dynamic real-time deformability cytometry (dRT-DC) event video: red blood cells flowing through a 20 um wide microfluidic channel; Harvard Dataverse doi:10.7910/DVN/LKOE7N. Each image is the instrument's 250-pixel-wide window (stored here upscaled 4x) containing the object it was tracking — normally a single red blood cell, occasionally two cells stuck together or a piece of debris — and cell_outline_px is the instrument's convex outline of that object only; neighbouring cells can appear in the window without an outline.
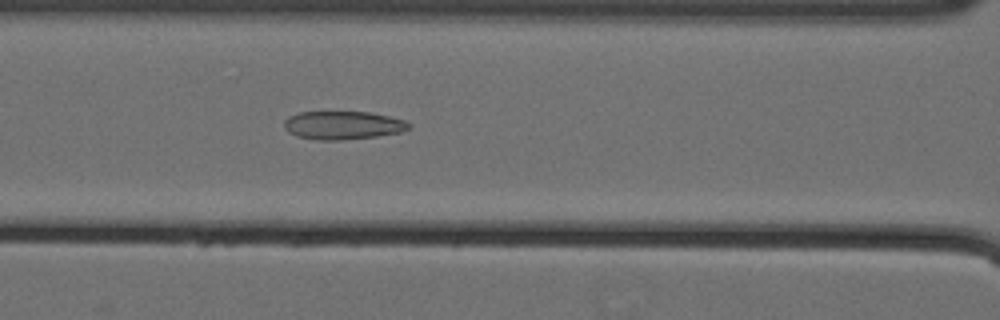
{"species": "Egyptian fruit bat (a non-hibernating species)", "species_latin": "Rousettus aegyptiacus", "temperature_condition": "cold", "stored_images_in_passage": 60, "camera_frame_rate_fps": 3000, "um_per_image_px": 0.085, "animal": {"sex": "female"}, "frame": {"image": 1, "passage_image": 29, "time_ms": 9.333, "image_size_px": [1000, 320], "cell_outline_px": [[412, 124], [408, 128], [400, 132], [376, 136], [340, 140], [316, 140], [296, 136], [288, 132], [284, 128], [284, 120], [288, 116], [300, 112], [368, 112], [388, 116], [404, 120]], "centroid_in_image_um": [29.1, 10.65], "position_along_channel_um": 137.5, "area_um2": 20.52}}
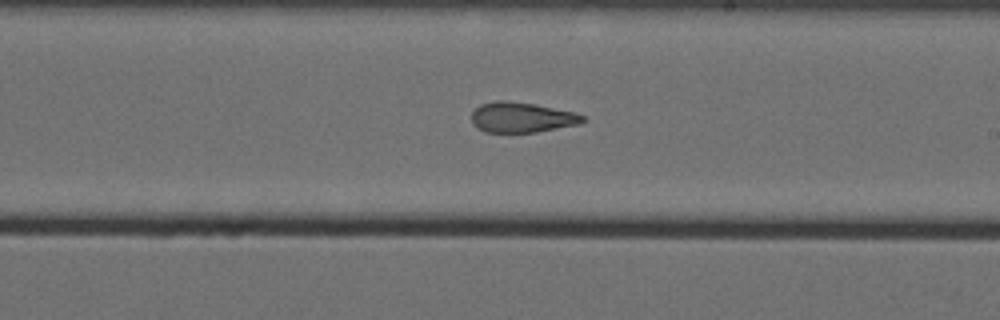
{"frame": {"image": 2, "passage_image": 38, "time_ms": 12.333, "image_size_px": [1000, 320], "cell_outline_px": [[588, 120], [580, 124], [536, 132], [484, 132], [476, 128], [472, 124], [472, 112], [480, 104], [496, 100], [504, 100], [536, 104], [576, 112], [584, 116]], "centroid_in_image_um": [44.36, 9.97], "position_along_channel_um": 244.6, "area_um2": 19.88}}
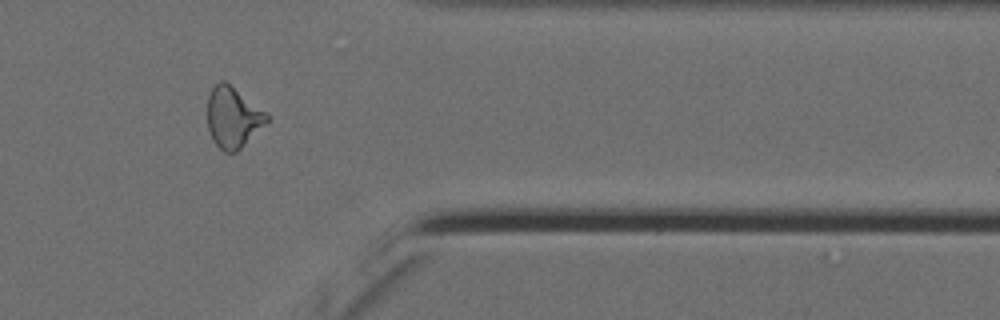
{"frame": {"image": 3, "passage_image": 51, "time_ms": 16.667, "image_size_px": [1000, 320], "cell_outline_px": [[272, 116], [236, 152], [224, 152], [212, 140], [208, 128], [208, 96], [212, 88], [220, 80], [224, 80], [268, 112]], "centroid_in_image_um": [19.81, 9.95], "position_along_channel_um": 391.6, "area_um2": 20.92}, "authors_computed_cell_mechanics": {"area_um2": 22.0507, "velocity_mm_per_s": 3.5761, "shape_relaxation_time_tau1_ms": null, "shape_relaxation_time_tau2_ms": 2.3078, "deformation_change_tau1": null, "deformation_change_tau2": 0.1077}}